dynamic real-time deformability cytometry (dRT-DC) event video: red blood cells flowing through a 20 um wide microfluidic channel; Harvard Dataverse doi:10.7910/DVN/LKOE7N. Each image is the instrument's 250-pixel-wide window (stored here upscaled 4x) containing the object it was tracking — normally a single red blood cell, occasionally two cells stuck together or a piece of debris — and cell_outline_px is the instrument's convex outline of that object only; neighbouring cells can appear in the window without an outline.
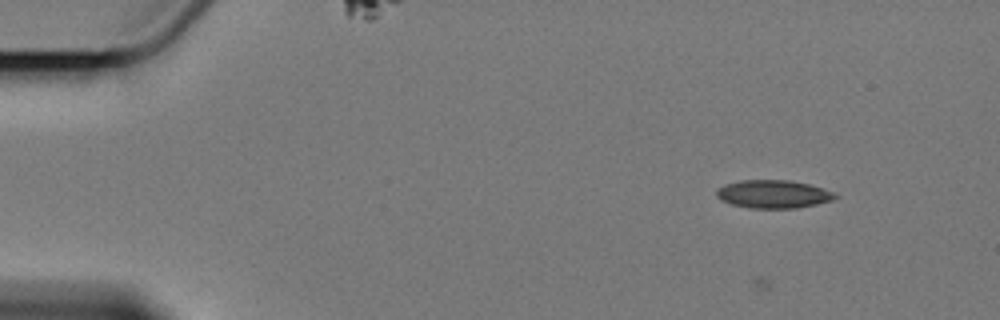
{"species": "Egyptian fruit bat (a non-hibernating species)", "species_latin": "Rousettus aegyptiacus", "temperature_condition": "cold", "stored_images_in_passage": 4, "camera_frame_rate_fps": 3000, "um_per_image_px": 0.085, "animal": {"sex": "female"}, "frame": {"image": 1, "passage_image": 1, "time_ms": 0.0, "image_size_px": [1000, 320], "cell_outline_px": [[840, 196], [832, 200], [816, 204], [796, 208], [748, 208], [732, 204], [720, 200], [716, 196], [716, 188], [724, 184], [740, 180], [788, 180], [808, 184], [832, 192]], "centroid_in_image_um": [65.67, 16.5], "position_along_channel_um": 19.3, "area_um2": 19.42}}
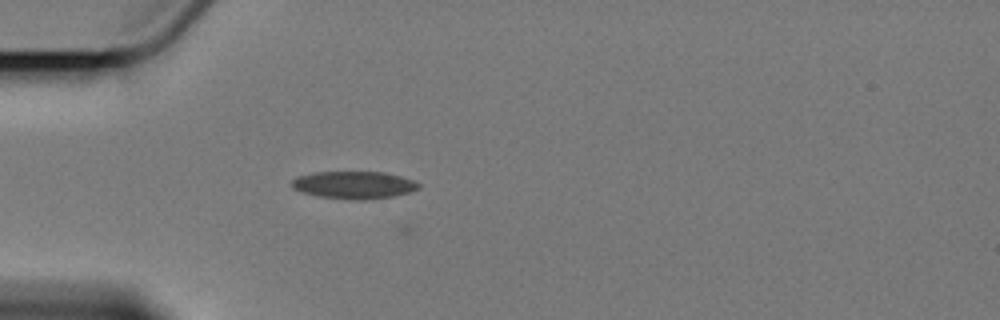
{"frame": {"image": 2, "passage_image": 4, "time_ms": 3.667, "image_size_px": [1000, 320], "cell_outline_px": [[420, 188], [408, 192], [392, 196], [364, 200], [356, 200], [320, 196], [304, 192], [292, 188], [292, 180], [296, 176], [312, 172], [384, 172], [400, 176], [412, 180], [420, 184]], "centroid_in_image_um": [30.07, 15.71], "position_along_channel_um": 54.9, "area_um2": 20.11}}